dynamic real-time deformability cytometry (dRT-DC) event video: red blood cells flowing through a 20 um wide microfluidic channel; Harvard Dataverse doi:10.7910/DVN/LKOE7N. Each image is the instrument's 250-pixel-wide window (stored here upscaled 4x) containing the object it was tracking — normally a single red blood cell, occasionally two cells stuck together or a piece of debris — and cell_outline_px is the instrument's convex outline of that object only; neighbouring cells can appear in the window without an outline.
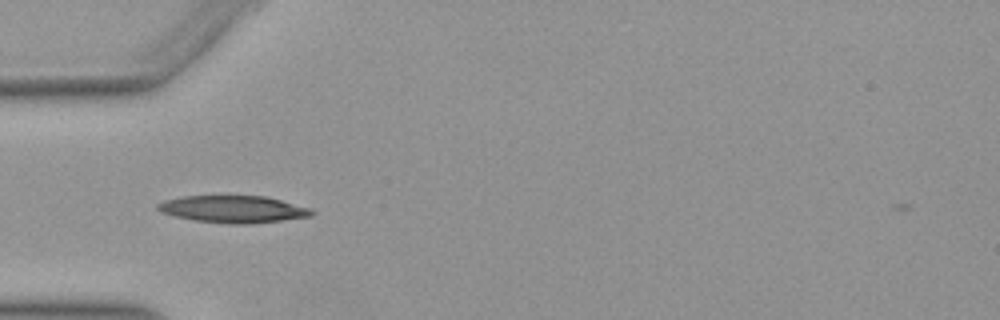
{"species": "Egyptian fruit bat (a non-hibernating species)", "species_latin": "Rousettus aegyptiacus", "temperature_condition": "warm", "stored_images_in_passage": 27, "camera_frame_rate_fps": 3000, "um_per_image_px": 0.085, "animal": {"sex": "female"}, "frame": {"image": 1, "passage_image": 2, "time_ms": 0.333, "image_size_px": [1000, 320], "cell_outline_px": [[316, 212], [312, 216], [248, 224], [232, 224], [192, 220], [176, 216], [164, 212], [156, 208], [156, 204], [164, 200], [184, 196], [268, 196], [312, 208]], "centroid_in_image_um": [19.87, 17.77], "position_along_channel_um": 65.1, "area_um2": 24.33}}
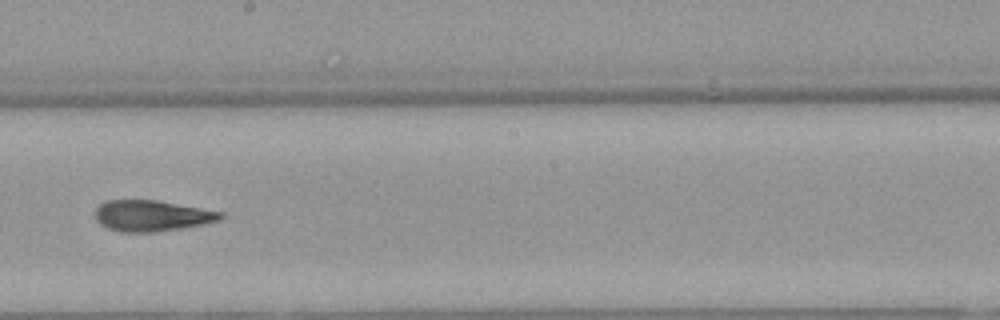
{"frame": {"image": 2, "passage_image": 15, "time_ms": 4.667, "image_size_px": [1000, 320], "cell_outline_px": [[224, 216], [220, 220], [204, 224], [156, 232], [120, 232], [108, 228], [100, 224], [96, 220], [96, 208], [100, 204], [108, 200], [156, 200], [224, 212]], "centroid_in_image_um": [12.91, 18.34], "position_along_channel_um": 235.3, "area_um2": 22.6}}
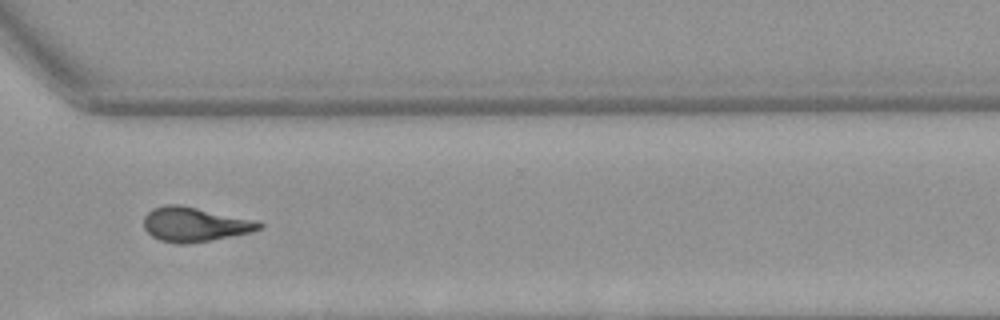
{"frame": {"image": 3, "passage_image": 24, "time_ms": 7.667, "image_size_px": [1000, 320], "cell_outline_px": [[264, 228], [252, 232], [212, 240], [184, 244], [180, 244], [160, 240], [152, 236], [144, 228], [144, 216], [152, 208], [164, 204], [180, 204], [256, 220], [264, 224]], "centroid_in_image_um": [16.57, 19.06], "position_along_channel_um": 354.0, "area_um2": 23.35}, "authors_computed_cell_mechanics": {"area_um2": 22.8888, "velocity_mm_per_s": 3.952, "shape_relaxation_time_tau1_ms": null, "shape_relaxation_time_tau2_ms": 3.3515, "deformation_change_tau1": null, "deformation_change_tau2": 0.1217}}